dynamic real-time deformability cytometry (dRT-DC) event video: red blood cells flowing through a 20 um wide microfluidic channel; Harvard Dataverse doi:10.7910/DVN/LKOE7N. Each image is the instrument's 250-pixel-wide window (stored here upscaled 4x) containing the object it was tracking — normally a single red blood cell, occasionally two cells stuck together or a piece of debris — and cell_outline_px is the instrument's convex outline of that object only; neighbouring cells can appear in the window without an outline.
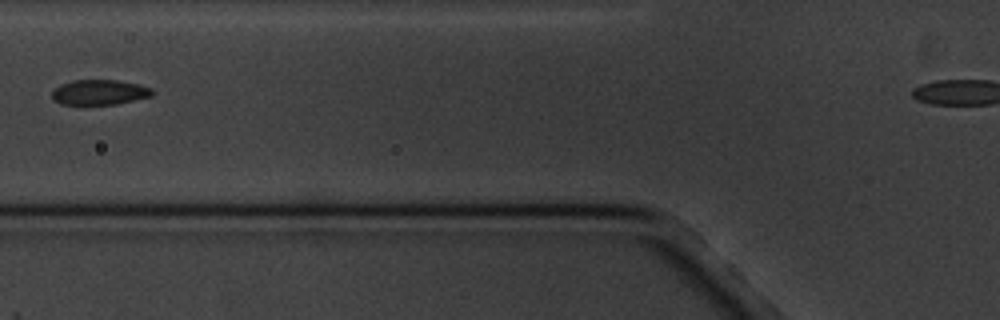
{"species": "common noctule bat (a hibernating species)", "species_latin": "Nyctalus noctula", "temperature_condition": "cold", "stored_images_in_passage": 6, "segment_of_instrument_passage": [1, 2], "camera_frame_rate_fps": 3000, "um_per_image_px": 0.085, "animal": {"sex": "male", "body_mass_g": 20.1, "forearm_length_mm": 53.5}, "frame": {"image": 1, "passage_image": 3, "time_ms": 2.333, "image_size_px": [1000, 320], "cell_outline_px": [[156, 92], [152, 96], [136, 100], [116, 104], [60, 104], [52, 100], [52, 92], [60, 84], [72, 80], [116, 80], [136, 84], [152, 88]], "centroid_in_image_um": [8.46, 7.84], "position_along_channel_um": 117.3, "area_um2": 14.74}}
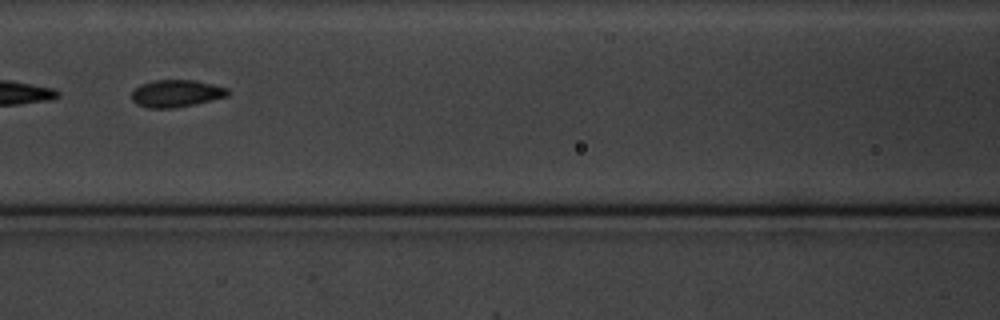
{"frame": {"image": 2, "passage_image": 4, "time_ms": 3.333, "image_size_px": [1000, 320], "cell_outline_px": [[228, 96], [192, 104], [172, 108], [148, 108], [136, 104], [132, 100], [132, 92], [140, 84], [152, 80], [192, 80], [212, 84], [228, 88]], "centroid_in_image_um": [14.94, 7.93], "position_along_channel_um": 151.7, "area_um2": 15.09}}
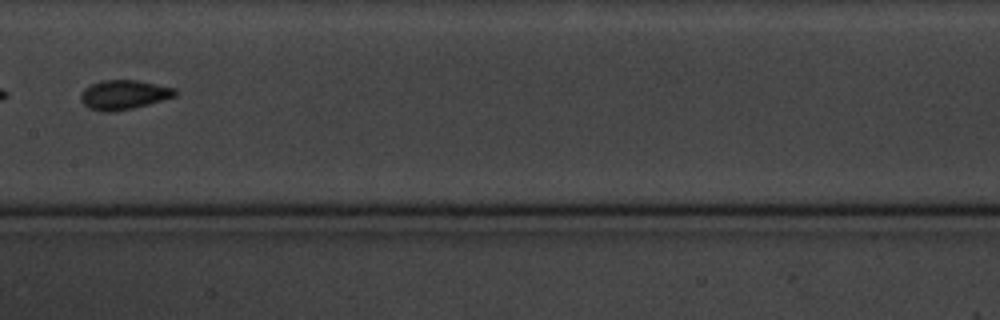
{"frame": {"image": 3, "passage_image": 5, "time_ms": 4.667, "image_size_px": [1000, 320], "cell_outline_px": [[176, 96], [148, 104], [132, 108], [112, 112], [100, 112], [88, 108], [80, 100], [80, 96], [84, 88], [100, 80], [140, 80], [176, 88]], "centroid_in_image_um": [10.51, 8.05], "position_along_channel_um": 196.9, "area_um2": 16.3}}